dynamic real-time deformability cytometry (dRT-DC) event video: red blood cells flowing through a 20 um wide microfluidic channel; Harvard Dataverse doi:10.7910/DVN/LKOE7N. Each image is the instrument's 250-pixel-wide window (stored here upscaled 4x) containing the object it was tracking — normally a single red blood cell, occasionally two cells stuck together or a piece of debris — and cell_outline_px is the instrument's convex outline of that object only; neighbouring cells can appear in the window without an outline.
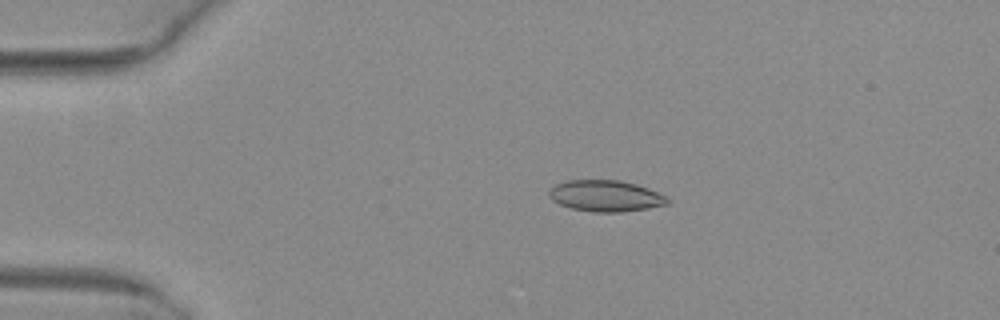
{"species": "common noctule bat (a hibernating species)", "species_latin": "Nyctalus noctula", "temperature_condition": "warm", "stored_images_in_passage": 4, "camera_frame_rate_fps": 3000, "um_per_image_px": 0.085, "animal": {"sex": "female", "body_mass_g": 29.2, "forearm_length_mm": 56.3}, "frame": {"image": 1, "passage_image": 3, "time_ms": 0.667, "image_size_px": [1000, 320], "cell_outline_px": [[668, 204], [648, 208], [620, 212], [596, 212], [572, 208], [560, 204], [552, 200], [548, 196], [548, 192], [556, 184], [568, 180], [620, 180], [636, 184], [648, 188], [664, 196], [668, 200]], "centroid_in_image_um": [51.45, 16.65], "position_along_channel_um": 33.6, "area_um2": 21.33}}